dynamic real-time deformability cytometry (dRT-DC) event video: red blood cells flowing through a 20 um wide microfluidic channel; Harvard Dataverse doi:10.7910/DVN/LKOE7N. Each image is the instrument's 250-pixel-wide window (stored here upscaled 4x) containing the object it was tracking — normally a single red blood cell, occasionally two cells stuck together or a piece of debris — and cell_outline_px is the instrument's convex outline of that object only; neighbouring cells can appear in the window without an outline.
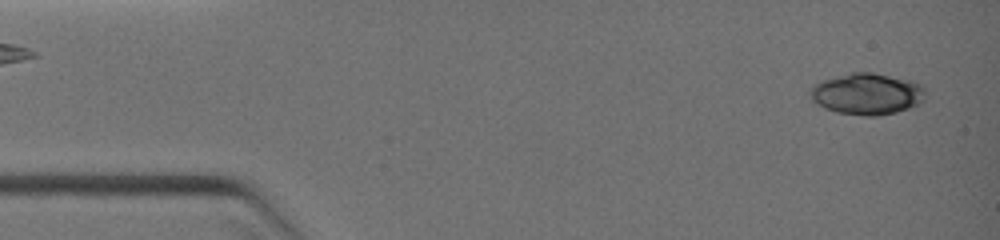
{"species": "common noctule bat (a hibernating species)", "species_latin": "Nyctalus noctula", "temperature_condition": "warm", "stored_images_in_passage": 19, "camera_frame_rate_fps": 3000, "um_per_image_px": 0.085, "animal": {"sex": "female", "body_mass_g": 19.0, "forearm_length_mm": 51.5}, "frame": {"image": 1, "passage_image": 2, "time_ms": 0.333, "image_size_px": [1000, 240], "cell_outline_px": [[924, 100], [920, 104], [896, 112], [876, 116], [864, 116], [836, 112], [824, 108], [816, 104], [808, 96], [808, 92], [820, 80], [852, 72], [872, 72], [912, 80], [924, 84]], "centroid_in_image_um": [73.69, 7.98], "position_along_channel_um": 11.3, "area_um2": 28.21}}
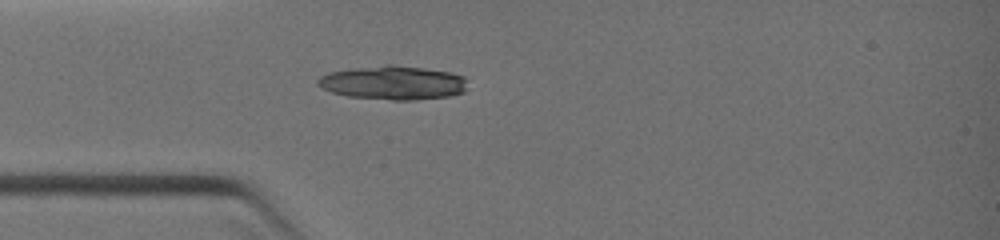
{"frame": {"image": 2, "passage_image": 16, "time_ms": 3.0, "image_size_px": [1000, 240], "cell_outline_px": [[468, 80], [464, 92], [448, 96], [416, 100], [392, 100], [348, 96], [332, 92], [316, 84], [316, 80], [320, 76], [328, 72], [352, 68], [384, 64], [392, 64], [424, 68], [452, 72], [464, 76]], "centroid_in_image_um": [33.43, 7.02], "position_along_channel_um": 51.6, "area_um2": 29.82}}